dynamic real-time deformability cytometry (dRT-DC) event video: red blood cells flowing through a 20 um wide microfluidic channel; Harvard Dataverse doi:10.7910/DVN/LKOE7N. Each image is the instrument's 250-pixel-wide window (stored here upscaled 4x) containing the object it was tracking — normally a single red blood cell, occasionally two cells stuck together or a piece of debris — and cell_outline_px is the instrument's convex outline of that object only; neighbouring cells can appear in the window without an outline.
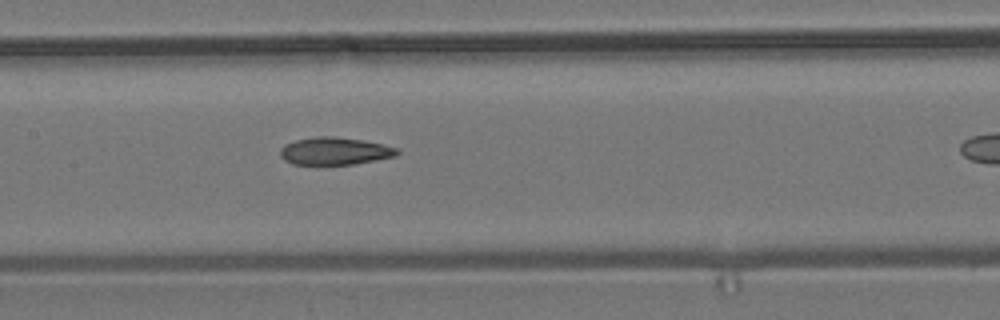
{"species": "common noctule bat (a hibernating species)", "species_latin": "Nyctalus noctula", "temperature_condition": "room temperature", "stored_images_in_passage": 6, "segment_of_instrument_passage": [1, 2], "camera_frame_rate_fps": 3000, "um_per_image_px": 0.085, "animal": {"sex": "male", "body_mass_g": 19.2, "forearm_length_mm": 51.8}, "frame": {"image": 1, "passage_image": 5, "time_ms": 5.333, "image_size_px": [1000, 320], "cell_outline_px": [[400, 152], [396, 156], [356, 164], [292, 164], [284, 160], [280, 156], [280, 148], [284, 144], [296, 140], [320, 136], [332, 136], [364, 140], [396, 148]], "centroid_in_image_um": [28.43, 12.84], "position_along_channel_um": 179.0, "area_um2": 18.67}}